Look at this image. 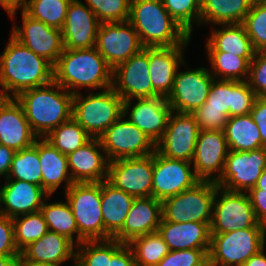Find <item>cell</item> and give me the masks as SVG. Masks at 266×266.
<instances>
[{
  "instance_id": "6da1fadb",
  "label": "cell",
  "mask_w": 266,
  "mask_h": 266,
  "mask_svg": "<svg viewBox=\"0 0 266 266\" xmlns=\"http://www.w3.org/2000/svg\"><path fill=\"white\" fill-rule=\"evenodd\" d=\"M54 66L11 35L0 56V86L14 98L53 81Z\"/></svg>"
},
{
  "instance_id": "7a4b0ae2",
  "label": "cell",
  "mask_w": 266,
  "mask_h": 266,
  "mask_svg": "<svg viewBox=\"0 0 266 266\" xmlns=\"http://www.w3.org/2000/svg\"><path fill=\"white\" fill-rule=\"evenodd\" d=\"M113 69L96 47L63 49L54 65L53 80L72 94L79 88L106 90L112 87ZM91 88V89H90Z\"/></svg>"
},
{
  "instance_id": "3957f363",
  "label": "cell",
  "mask_w": 266,
  "mask_h": 266,
  "mask_svg": "<svg viewBox=\"0 0 266 266\" xmlns=\"http://www.w3.org/2000/svg\"><path fill=\"white\" fill-rule=\"evenodd\" d=\"M73 95L53 80L25 90L15 98L22 105L32 131L38 138H44L72 118Z\"/></svg>"
},
{
  "instance_id": "277c9868",
  "label": "cell",
  "mask_w": 266,
  "mask_h": 266,
  "mask_svg": "<svg viewBox=\"0 0 266 266\" xmlns=\"http://www.w3.org/2000/svg\"><path fill=\"white\" fill-rule=\"evenodd\" d=\"M128 22L144 48L188 45L191 35L168 13L161 0H131Z\"/></svg>"
},
{
  "instance_id": "5b68a950",
  "label": "cell",
  "mask_w": 266,
  "mask_h": 266,
  "mask_svg": "<svg viewBox=\"0 0 266 266\" xmlns=\"http://www.w3.org/2000/svg\"><path fill=\"white\" fill-rule=\"evenodd\" d=\"M124 100L111 87L101 92L73 95L72 118L91 136L99 138L123 115Z\"/></svg>"
},
{
  "instance_id": "8992f818",
  "label": "cell",
  "mask_w": 266,
  "mask_h": 266,
  "mask_svg": "<svg viewBox=\"0 0 266 266\" xmlns=\"http://www.w3.org/2000/svg\"><path fill=\"white\" fill-rule=\"evenodd\" d=\"M266 228L238 229L211 234L208 264L211 266H243L265 247Z\"/></svg>"
},
{
  "instance_id": "52a82bcc",
  "label": "cell",
  "mask_w": 266,
  "mask_h": 266,
  "mask_svg": "<svg viewBox=\"0 0 266 266\" xmlns=\"http://www.w3.org/2000/svg\"><path fill=\"white\" fill-rule=\"evenodd\" d=\"M217 184L200 181L194 187L161 201L162 219L175 223H211Z\"/></svg>"
},
{
  "instance_id": "ba28073f",
  "label": "cell",
  "mask_w": 266,
  "mask_h": 266,
  "mask_svg": "<svg viewBox=\"0 0 266 266\" xmlns=\"http://www.w3.org/2000/svg\"><path fill=\"white\" fill-rule=\"evenodd\" d=\"M65 192L79 235L85 240H104L101 182L73 183Z\"/></svg>"
},
{
  "instance_id": "9c48e42d",
  "label": "cell",
  "mask_w": 266,
  "mask_h": 266,
  "mask_svg": "<svg viewBox=\"0 0 266 266\" xmlns=\"http://www.w3.org/2000/svg\"><path fill=\"white\" fill-rule=\"evenodd\" d=\"M247 228H266L257 221L248 194L226 190L217 185L210 233L222 234Z\"/></svg>"
},
{
  "instance_id": "30bf717a",
  "label": "cell",
  "mask_w": 266,
  "mask_h": 266,
  "mask_svg": "<svg viewBox=\"0 0 266 266\" xmlns=\"http://www.w3.org/2000/svg\"><path fill=\"white\" fill-rule=\"evenodd\" d=\"M123 114L98 138L108 161L144 157L155 152V144Z\"/></svg>"
},
{
  "instance_id": "8fae6325",
  "label": "cell",
  "mask_w": 266,
  "mask_h": 266,
  "mask_svg": "<svg viewBox=\"0 0 266 266\" xmlns=\"http://www.w3.org/2000/svg\"><path fill=\"white\" fill-rule=\"evenodd\" d=\"M265 168L266 147L251 151L229 150L222 175L215 183L226 190L246 193L256 185Z\"/></svg>"
},
{
  "instance_id": "7c38bea8",
  "label": "cell",
  "mask_w": 266,
  "mask_h": 266,
  "mask_svg": "<svg viewBox=\"0 0 266 266\" xmlns=\"http://www.w3.org/2000/svg\"><path fill=\"white\" fill-rule=\"evenodd\" d=\"M192 163L153 153L152 197L163 201L194 187L201 180L196 176Z\"/></svg>"
},
{
  "instance_id": "4fadbf2b",
  "label": "cell",
  "mask_w": 266,
  "mask_h": 266,
  "mask_svg": "<svg viewBox=\"0 0 266 266\" xmlns=\"http://www.w3.org/2000/svg\"><path fill=\"white\" fill-rule=\"evenodd\" d=\"M112 88L124 101L159 96L149 76L148 48L113 69Z\"/></svg>"
},
{
  "instance_id": "5bb4252c",
  "label": "cell",
  "mask_w": 266,
  "mask_h": 266,
  "mask_svg": "<svg viewBox=\"0 0 266 266\" xmlns=\"http://www.w3.org/2000/svg\"><path fill=\"white\" fill-rule=\"evenodd\" d=\"M95 47L112 69L144 48L128 21L100 23Z\"/></svg>"
},
{
  "instance_id": "9a60e30c",
  "label": "cell",
  "mask_w": 266,
  "mask_h": 266,
  "mask_svg": "<svg viewBox=\"0 0 266 266\" xmlns=\"http://www.w3.org/2000/svg\"><path fill=\"white\" fill-rule=\"evenodd\" d=\"M107 180L135 198L152 196L153 154L110 161Z\"/></svg>"
},
{
  "instance_id": "2e32d148",
  "label": "cell",
  "mask_w": 266,
  "mask_h": 266,
  "mask_svg": "<svg viewBox=\"0 0 266 266\" xmlns=\"http://www.w3.org/2000/svg\"><path fill=\"white\" fill-rule=\"evenodd\" d=\"M199 126L191 113L172 111L162 138L155 150L170 159L192 162Z\"/></svg>"
},
{
  "instance_id": "e0dca14e",
  "label": "cell",
  "mask_w": 266,
  "mask_h": 266,
  "mask_svg": "<svg viewBox=\"0 0 266 266\" xmlns=\"http://www.w3.org/2000/svg\"><path fill=\"white\" fill-rule=\"evenodd\" d=\"M214 79L210 70L205 67L177 71L172 91L166 98L172 111L192 113L201 107L206 102Z\"/></svg>"
},
{
  "instance_id": "ac0fdd59",
  "label": "cell",
  "mask_w": 266,
  "mask_h": 266,
  "mask_svg": "<svg viewBox=\"0 0 266 266\" xmlns=\"http://www.w3.org/2000/svg\"><path fill=\"white\" fill-rule=\"evenodd\" d=\"M21 11L22 26L14 25L11 35L54 66L64 49L61 30L35 20Z\"/></svg>"
},
{
  "instance_id": "d6986e66",
  "label": "cell",
  "mask_w": 266,
  "mask_h": 266,
  "mask_svg": "<svg viewBox=\"0 0 266 266\" xmlns=\"http://www.w3.org/2000/svg\"><path fill=\"white\" fill-rule=\"evenodd\" d=\"M136 100L135 104L132 103V99L124 101L123 114L156 145L167 128L172 108L162 96Z\"/></svg>"
},
{
  "instance_id": "ffe728a7",
  "label": "cell",
  "mask_w": 266,
  "mask_h": 266,
  "mask_svg": "<svg viewBox=\"0 0 266 266\" xmlns=\"http://www.w3.org/2000/svg\"><path fill=\"white\" fill-rule=\"evenodd\" d=\"M228 151L224 131L200 130L191 162L196 176L201 181L216 182L224 170Z\"/></svg>"
},
{
  "instance_id": "44dd1931",
  "label": "cell",
  "mask_w": 266,
  "mask_h": 266,
  "mask_svg": "<svg viewBox=\"0 0 266 266\" xmlns=\"http://www.w3.org/2000/svg\"><path fill=\"white\" fill-rule=\"evenodd\" d=\"M100 23L95 13L82 1L71 0L61 29L63 47L66 49L95 47Z\"/></svg>"
},
{
  "instance_id": "7402d4cb",
  "label": "cell",
  "mask_w": 266,
  "mask_h": 266,
  "mask_svg": "<svg viewBox=\"0 0 266 266\" xmlns=\"http://www.w3.org/2000/svg\"><path fill=\"white\" fill-rule=\"evenodd\" d=\"M162 220V203L150 197L135 198L122 229L113 237L128 244L132 239L158 231Z\"/></svg>"
},
{
  "instance_id": "603a6c76",
  "label": "cell",
  "mask_w": 266,
  "mask_h": 266,
  "mask_svg": "<svg viewBox=\"0 0 266 266\" xmlns=\"http://www.w3.org/2000/svg\"><path fill=\"white\" fill-rule=\"evenodd\" d=\"M98 138L67 155L68 168L74 183L102 182L108 178V159Z\"/></svg>"
},
{
  "instance_id": "cb8c5ba5",
  "label": "cell",
  "mask_w": 266,
  "mask_h": 266,
  "mask_svg": "<svg viewBox=\"0 0 266 266\" xmlns=\"http://www.w3.org/2000/svg\"><path fill=\"white\" fill-rule=\"evenodd\" d=\"M186 46L148 48L149 76L159 96L167 98L172 91L178 68L186 65L183 59Z\"/></svg>"
},
{
  "instance_id": "d4e9b609",
  "label": "cell",
  "mask_w": 266,
  "mask_h": 266,
  "mask_svg": "<svg viewBox=\"0 0 266 266\" xmlns=\"http://www.w3.org/2000/svg\"><path fill=\"white\" fill-rule=\"evenodd\" d=\"M48 195L42 186L21 180H6L2 186L3 214L14 218L40 211Z\"/></svg>"
},
{
  "instance_id": "484cf974",
  "label": "cell",
  "mask_w": 266,
  "mask_h": 266,
  "mask_svg": "<svg viewBox=\"0 0 266 266\" xmlns=\"http://www.w3.org/2000/svg\"><path fill=\"white\" fill-rule=\"evenodd\" d=\"M211 223H175L161 220L158 232L170 251L210 249Z\"/></svg>"
},
{
  "instance_id": "4316f807",
  "label": "cell",
  "mask_w": 266,
  "mask_h": 266,
  "mask_svg": "<svg viewBox=\"0 0 266 266\" xmlns=\"http://www.w3.org/2000/svg\"><path fill=\"white\" fill-rule=\"evenodd\" d=\"M37 138L22 105L14 98L0 113V144L20 151L33 145Z\"/></svg>"
},
{
  "instance_id": "83f0119b",
  "label": "cell",
  "mask_w": 266,
  "mask_h": 266,
  "mask_svg": "<svg viewBox=\"0 0 266 266\" xmlns=\"http://www.w3.org/2000/svg\"><path fill=\"white\" fill-rule=\"evenodd\" d=\"M135 197L116 188L108 180L101 182V208L104 240L113 238L123 227Z\"/></svg>"
},
{
  "instance_id": "f1b7e54d",
  "label": "cell",
  "mask_w": 266,
  "mask_h": 266,
  "mask_svg": "<svg viewBox=\"0 0 266 266\" xmlns=\"http://www.w3.org/2000/svg\"><path fill=\"white\" fill-rule=\"evenodd\" d=\"M75 246V243L66 236L48 231L39 240L30 243L24 248L21 254L26 259L32 261L61 266L65 261H69L70 259H73L75 262Z\"/></svg>"
},
{
  "instance_id": "f546056e",
  "label": "cell",
  "mask_w": 266,
  "mask_h": 266,
  "mask_svg": "<svg viewBox=\"0 0 266 266\" xmlns=\"http://www.w3.org/2000/svg\"><path fill=\"white\" fill-rule=\"evenodd\" d=\"M38 155L42 170V188L52 195L61 183L65 191L74 183L68 168V158L44 138H38Z\"/></svg>"
},
{
  "instance_id": "4dcf8cb0",
  "label": "cell",
  "mask_w": 266,
  "mask_h": 266,
  "mask_svg": "<svg viewBox=\"0 0 266 266\" xmlns=\"http://www.w3.org/2000/svg\"><path fill=\"white\" fill-rule=\"evenodd\" d=\"M206 42L207 52H226L239 57H254L255 50L242 23L220 24Z\"/></svg>"
},
{
  "instance_id": "1f68e13d",
  "label": "cell",
  "mask_w": 266,
  "mask_h": 266,
  "mask_svg": "<svg viewBox=\"0 0 266 266\" xmlns=\"http://www.w3.org/2000/svg\"><path fill=\"white\" fill-rule=\"evenodd\" d=\"M253 0H201L200 24L243 23Z\"/></svg>"
},
{
  "instance_id": "d6a6232c",
  "label": "cell",
  "mask_w": 266,
  "mask_h": 266,
  "mask_svg": "<svg viewBox=\"0 0 266 266\" xmlns=\"http://www.w3.org/2000/svg\"><path fill=\"white\" fill-rule=\"evenodd\" d=\"M228 149L251 151L263 148L257 124L250 114L229 117L224 128Z\"/></svg>"
},
{
  "instance_id": "836d02e7",
  "label": "cell",
  "mask_w": 266,
  "mask_h": 266,
  "mask_svg": "<svg viewBox=\"0 0 266 266\" xmlns=\"http://www.w3.org/2000/svg\"><path fill=\"white\" fill-rule=\"evenodd\" d=\"M49 196L51 195L45 198L40 208L48 230L66 236L73 243L75 241L76 246L81 244L85 240L78 233V226L68 201L47 203ZM74 234L77 235L75 240Z\"/></svg>"
},
{
  "instance_id": "e575fe53",
  "label": "cell",
  "mask_w": 266,
  "mask_h": 266,
  "mask_svg": "<svg viewBox=\"0 0 266 266\" xmlns=\"http://www.w3.org/2000/svg\"><path fill=\"white\" fill-rule=\"evenodd\" d=\"M211 74L219 80L247 81L254 57H239L226 52H207Z\"/></svg>"
},
{
  "instance_id": "d590c367",
  "label": "cell",
  "mask_w": 266,
  "mask_h": 266,
  "mask_svg": "<svg viewBox=\"0 0 266 266\" xmlns=\"http://www.w3.org/2000/svg\"><path fill=\"white\" fill-rule=\"evenodd\" d=\"M5 180H21L42 186V170L38 155V139L27 148L17 151Z\"/></svg>"
},
{
  "instance_id": "8d00e7d4",
  "label": "cell",
  "mask_w": 266,
  "mask_h": 266,
  "mask_svg": "<svg viewBox=\"0 0 266 266\" xmlns=\"http://www.w3.org/2000/svg\"><path fill=\"white\" fill-rule=\"evenodd\" d=\"M128 245L136 266H156L170 252L158 231L136 237Z\"/></svg>"
},
{
  "instance_id": "74e56055",
  "label": "cell",
  "mask_w": 266,
  "mask_h": 266,
  "mask_svg": "<svg viewBox=\"0 0 266 266\" xmlns=\"http://www.w3.org/2000/svg\"><path fill=\"white\" fill-rule=\"evenodd\" d=\"M123 243L114 238L88 240L77 245L75 266H109L112 254Z\"/></svg>"
},
{
  "instance_id": "f35d334b",
  "label": "cell",
  "mask_w": 266,
  "mask_h": 266,
  "mask_svg": "<svg viewBox=\"0 0 266 266\" xmlns=\"http://www.w3.org/2000/svg\"><path fill=\"white\" fill-rule=\"evenodd\" d=\"M44 139L67 156L86 144L91 136L71 118L51 130Z\"/></svg>"
},
{
  "instance_id": "ab89813d",
  "label": "cell",
  "mask_w": 266,
  "mask_h": 266,
  "mask_svg": "<svg viewBox=\"0 0 266 266\" xmlns=\"http://www.w3.org/2000/svg\"><path fill=\"white\" fill-rule=\"evenodd\" d=\"M71 0H29L22 9L31 18L62 29Z\"/></svg>"
},
{
  "instance_id": "60d3db41",
  "label": "cell",
  "mask_w": 266,
  "mask_h": 266,
  "mask_svg": "<svg viewBox=\"0 0 266 266\" xmlns=\"http://www.w3.org/2000/svg\"><path fill=\"white\" fill-rule=\"evenodd\" d=\"M21 216H23L21 218ZM14 224L15 243L21 252L30 243L39 240L49 230L40 211L19 215L12 218Z\"/></svg>"
},
{
  "instance_id": "b9f144b4",
  "label": "cell",
  "mask_w": 266,
  "mask_h": 266,
  "mask_svg": "<svg viewBox=\"0 0 266 266\" xmlns=\"http://www.w3.org/2000/svg\"><path fill=\"white\" fill-rule=\"evenodd\" d=\"M242 24L254 50H266V0L253 1Z\"/></svg>"
},
{
  "instance_id": "7bdbcfd3",
  "label": "cell",
  "mask_w": 266,
  "mask_h": 266,
  "mask_svg": "<svg viewBox=\"0 0 266 266\" xmlns=\"http://www.w3.org/2000/svg\"><path fill=\"white\" fill-rule=\"evenodd\" d=\"M174 20L190 35L192 24H200L201 0H161Z\"/></svg>"
},
{
  "instance_id": "ee69618b",
  "label": "cell",
  "mask_w": 266,
  "mask_h": 266,
  "mask_svg": "<svg viewBox=\"0 0 266 266\" xmlns=\"http://www.w3.org/2000/svg\"><path fill=\"white\" fill-rule=\"evenodd\" d=\"M101 23L126 22L131 0H85Z\"/></svg>"
},
{
  "instance_id": "f6af8a7d",
  "label": "cell",
  "mask_w": 266,
  "mask_h": 266,
  "mask_svg": "<svg viewBox=\"0 0 266 266\" xmlns=\"http://www.w3.org/2000/svg\"><path fill=\"white\" fill-rule=\"evenodd\" d=\"M233 80L214 79L206 102L198 108L221 109V112L232 117Z\"/></svg>"
},
{
  "instance_id": "bcb514c9",
  "label": "cell",
  "mask_w": 266,
  "mask_h": 266,
  "mask_svg": "<svg viewBox=\"0 0 266 266\" xmlns=\"http://www.w3.org/2000/svg\"><path fill=\"white\" fill-rule=\"evenodd\" d=\"M209 249L170 251L156 266H206Z\"/></svg>"
},
{
  "instance_id": "7dc6e473",
  "label": "cell",
  "mask_w": 266,
  "mask_h": 266,
  "mask_svg": "<svg viewBox=\"0 0 266 266\" xmlns=\"http://www.w3.org/2000/svg\"><path fill=\"white\" fill-rule=\"evenodd\" d=\"M247 82L257 98L266 100V50L255 52Z\"/></svg>"
},
{
  "instance_id": "c3c4849f",
  "label": "cell",
  "mask_w": 266,
  "mask_h": 266,
  "mask_svg": "<svg viewBox=\"0 0 266 266\" xmlns=\"http://www.w3.org/2000/svg\"><path fill=\"white\" fill-rule=\"evenodd\" d=\"M256 98L247 81L233 80L232 117L250 114Z\"/></svg>"
},
{
  "instance_id": "681fc988",
  "label": "cell",
  "mask_w": 266,
  "mask_h": 266,
  "mask_svg": "<svg viewBox=\"0 0 266 266\" xmlns=\"http://www.w3.org/2000/svg\"><path fill=\"white\" fill-rule=\"evenodd\" d=\"M191 114L194 116L199 130L203 131H224L229 118L221 112V109L215 108H197Z\"/></svg>"
},
{
  "instance_id": "f907efd6",
  "label": "cell",
  "mask_w": 266,
  "mask_h": 266,
  "mask_svg": "<svg viewBox=\"0 0 266 266\" xmlns=\"http://www.w3.org/2000/svg\"><path fill=\"white\" fill-rule=\"evenodd\" d=\"M20 253L15 243L12 218L5 215L0 216V254L18 256Z\"/></svg>"
},
{
  "instance_id": "816d5d0a",
  "label": "cell",
  "mask_w": 266,
  "mask_h": 266,
  "mask_svg": "<svg viewBox=\"0 0 266 266\" xmlns=\"http://www.w3.org/2000/svg\"><path fill=\"white\" fill-rule=\"evenodd\" d=\"M247 194L257 221L266 226V191L250 189Z\"/></svg>"
},
{
  "instance_id": "f5cc1de1",
  "label": "cell",
  "mask_w": 266,
  "mask_h": 266,
  "mask_svg": "<svg viewBox=\"0 0 266 266\" xmlns=\"http://www.w3.org/2000/svg\"><path fill=\"white\" fill-rule=\"evenodd\" d=\"M250 115L259 128L262 146L266 147V100L256 98Z\"/></svg>"
},
{
  "instance_id": "db71d44e",
  "label": "cell",
  "mask_w": 266,
  "mask_h": 266,
  "mask_svg": "<svg viewBox=\"0 0 266 266\" xmlns=\"http://www.w3.org/2000/svg\"><path fill=\"white\" fill-rule=\"evenodd\" d=\"M109 266H136L133 252L128 244L123 243L112 254Z\"/></svg>"
},
{
  "instance_id": "11a10c76",
  "label": "cell",
  "mask_w": 266,
  "mask_h": 266,
  "mask_svg": "<svg viewBox=\"0 0 266 266\" xmlns=\"http://www.w3.org/2000/svg\"><path fill=\"white\" fill-rule=\"evenodd\" d=\"M16 150L0 144V176L8 177Z\"/></svg>"
},
{
  "instance_id": "9f6ffc18",
  "label": "cell",
  "mask_w": 266,
  "mask_h": 266,
  "mask_svg": "<svg viewBox=\"0 0 266 266\" xmlns=\"http://www.w3.org/2000/svg\"><path fill=\"white\" fill-rule=\"evenodd\" d=\"M29 0H0V5L7 11L12 19L15 18L17 8L23 9Z\"/></svg>"
},
{
  "instance_id": "6f0895ef",
  "label": "cell",
  "mask_w": 266,
  "mask_h": 266,
  "mask_svg": "<svg viewBox=\"0 0 266 266\" xmlns=\"http://www.w3.org/2000/svg\"><path fill=\"white\" fill-rule=\"evenodd\" d=\"M243 266H266V254L264 248L251 256Z\"/></svg>"
},
{
  "instance_id": "680465c9",
  "label": "cell",
  "mask_w": 266,
  "mask_h": 266,
  "mask_svg": "<svg viewBox=\"0 0 266 266\" xmlns=\"http://www.w3.org/2000/svg\"><path fill=\"white\" fill-rule=\"evenodd\" d=\"M14 99L11 94L5 90L3 87L0 89V113L9 105V103Z\"/></svg>"
},
{
  "instance_id": "91938a15",
  "label": "cell",
  "mask_w": 266,
  "mask_h": 266,
  "mask_svg": "<svg viewBox=\"0 0 266 266\" xmlns=\"http://www.w3.org/2000/svg\"><path fill=\"white\" fill-rule=\"evenodd\" d=\"M17 266H53L46 263H40L36 261H32L29 259H26L21 253L18 255L17 258Z\"/></svg>"
},
{
  "instance_id": "94428289",
  "label": "cell",
  "mask_w": 266,
  "mask_h": 266,
  "mask_svg": "<svg viewBox=\"0 0 266 266\" xmlns=\"http://www.w3.org/2000/svg\"><path fill=\"white\" fill-rule=\"evenodd\" d=\"M18 256H6L0 254V266H17Z\"/></svg>"
},
{
  "instance_id": "6125c7cd",
  "label": "cell",
  "mask_w": 266,
  "mask_h": 266,
  "mask_svg": "<svg viewBox=\"0 0 266 266\" xmlns=\"http://www.w3.org/2000/svg\"><path fill=\"white\" fill-rule=\"evenodd\" d=\"M252 189H261L266 191V168L261 173V176L256 182V185Z\"/></svg>"
},
{
  "instance_id": "be15d7a7",
  "label": "cell",
  "mask_w": 266,
  "mask_h": 266,
  "mask_svg": "<svg viewBox=\"0 0 266 266\" xmlns=\"http://www.w3.org/2000/svg\"><path fill=\"white\" fill-rule=\"evenodd\" d=\"M2 187H0V216L4 215L2 211Z\"/></svg>"
}]
</instances>
